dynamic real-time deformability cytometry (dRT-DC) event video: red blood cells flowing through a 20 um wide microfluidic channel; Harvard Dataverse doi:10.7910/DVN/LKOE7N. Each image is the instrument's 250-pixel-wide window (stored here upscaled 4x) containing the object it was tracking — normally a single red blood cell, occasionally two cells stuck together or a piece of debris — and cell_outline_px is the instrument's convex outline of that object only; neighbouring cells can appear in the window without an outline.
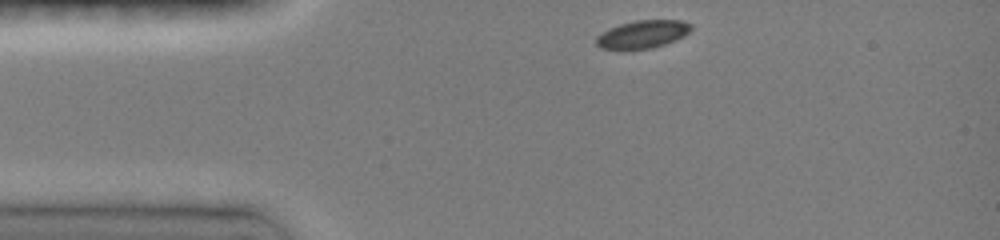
{"species": "common noctule bat (a hibernating species)", "species_latin": "Nyctalus noctula", "temperature_condition": "room temperature", "stored_images_in_passage": 8, "camera_frame_rate_fps": 3000, "um_per_image_px": 0.085, "animal": {"sex": "female", "body_mass_g": 19.0, "forearm_length_mm": 51.5}, "frame": {"image": 1, "passage_image": 1, "time_ms": 0.0, "image_size_px": [1000, 240], "cell_outline_px": [[692, 28], [684, 36], [676, 40], [652, 48], [624, 52], [600, 48], [596, 44], [596, 36], [608, 28], [620, 24], [636, 20], [680, 20], [692, 24]], "centroid_in_image_um": [54.56, 2.95], "position_along_channel_um": 30.4, "area_um2": 15.95}}
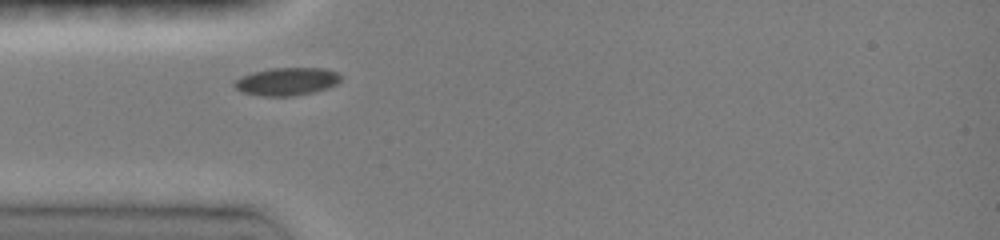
{"frame": {"image": 2, "passage_image": 3, "time_ms": 1.667, "image_size_px": [1000, 240], "cell_outline_px": [[340, 80], [336, 84], [328, 88], [312, 92], [292, 96], [260, 96], [240, 92], [232, 84], [240, 76], [252, 72], [272, 68], [324, 68], [336, 72], [340, 76]], "centroid_in_image_um": [24.33, 6.93], "position_along_channel_um": 60.7, "area_um2": 17.28}}
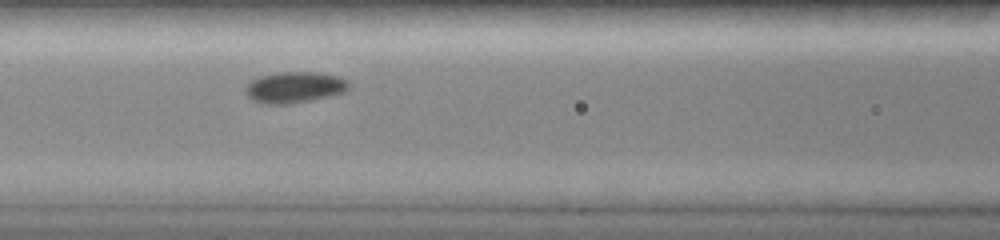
{"frame": {"image": 3, "passage_image": 5, "time_ms": 3.667, "image_size_px": [1000, 240], "cell_outline_px": [[348, 88], [344, 92], [332, 96], [312, 100], [288, 104], [264, 104], [252, 100], [244, 92], [244, 88], [252, 80], [260, 76], [276, 72], [316, 72], [336, 76], [348, 80]], "centroid_in_image_um": [25.01, 7.43], "position_along_channel_um": 141.6, "area_um2": 18.84}}